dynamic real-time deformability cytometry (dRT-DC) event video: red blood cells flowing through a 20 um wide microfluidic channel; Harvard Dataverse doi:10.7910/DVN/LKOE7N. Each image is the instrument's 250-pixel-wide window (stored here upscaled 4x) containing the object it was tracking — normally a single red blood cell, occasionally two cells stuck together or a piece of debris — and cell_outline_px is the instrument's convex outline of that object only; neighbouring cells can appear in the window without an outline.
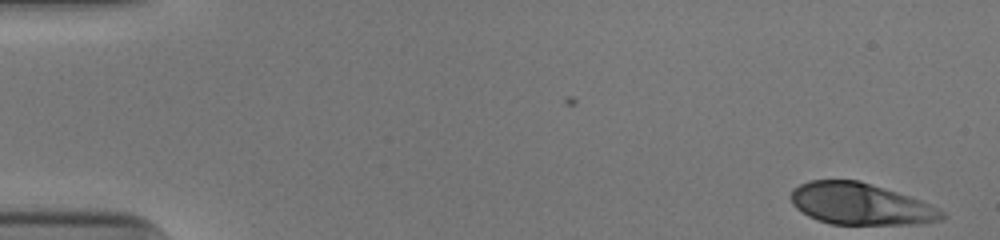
{"species": "human", "species_latin": "Homo sapiens", "temperature_condition": "cold", "stored_images_in_passage": 50, "camera_frame_rate_fps": 3000, "um_per_image_px": 0.085, "donor": {"sex": "male"}, "frame": {"image": 1, "passage_image": 1, "time_ms": 0.0, "image_size_px": [1000, 240], "cell_outline_px": [[944, 216], [940, 220], [920, 224], [832, 224], [808, 216], [796, 208], [792, 204], [792, 188], [808, 180], [860, 180], [920, 200], [944, 212]], "centroid_in_image_um": [73.11, 17.33], "position_along_channel_um": 11.9, "area_um2": 36.3}}
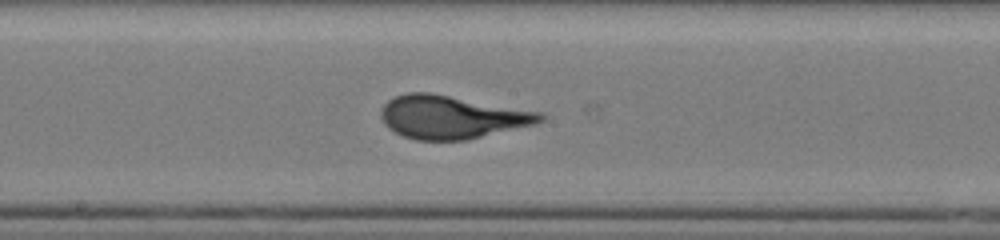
{"frame": {"image": 2, "passage_image": 27, "time_ms": 8.667, "image_size_px": [1000, 240], "cell_outline_px": [[544, 120], [536, 124], [464, 140], [416, 140], [404, 136], [388, 128], [384, 124], [380, 116], [380, 108], [388, 100], [396, 96], [408, 92], [428, 92], [540, 112], [544, 116]], "centroid_in_image_um": [38.35, 9.95], "position_along_channel_um": 209.9, "area_um2": 39.65}}
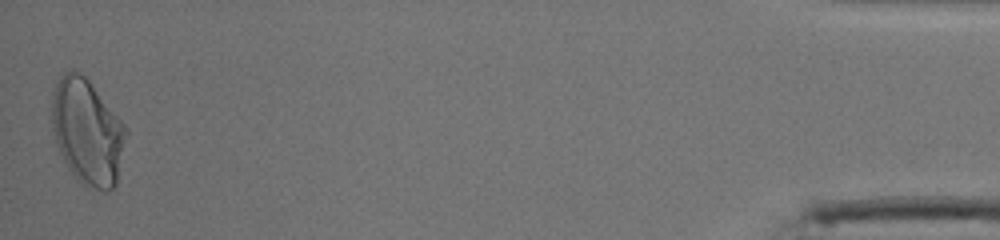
{"frame": {"image": 3, "passage_image": 50, "time_ms": 16.333, "image_size_px": [1000, 240], "cell_outline_px": [[128, 132], [116, 184], [108, 192], [104, 192], [80, 184], [68, 168], [56, 144], [52, 128], [52, 100], [56, 84], [60, 76], [64, 72], [72, 68], [80, 72], [88, 80], [124, 124]], "centroid_in_image_um": [7.42, 11.23], "position_along_channel_um": 427.8, "area_um2": 45.6}}